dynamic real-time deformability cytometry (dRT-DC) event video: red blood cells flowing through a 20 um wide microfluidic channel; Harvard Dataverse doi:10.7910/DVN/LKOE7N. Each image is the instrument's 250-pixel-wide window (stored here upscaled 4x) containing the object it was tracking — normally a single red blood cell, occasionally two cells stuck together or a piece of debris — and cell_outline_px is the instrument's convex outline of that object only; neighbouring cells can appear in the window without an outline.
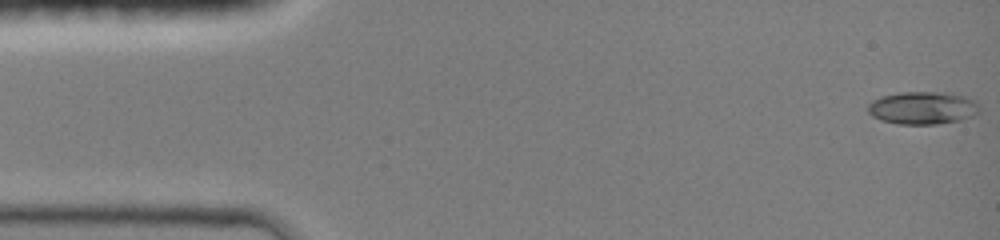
{"species": "common noctule bat (a hibernating species)", "species_latin": "Nyctalus noctula", "temperature_condition": "room temperature", "stored_images_in_passage": 45, "camera_frame_rate_fps": 3000, "um_per_image_px": 0.085, "animal": {"sex": "female", "body_mass_g": 19.0, "forearm_length_mm": 51.5}, "frame": {"image": 1, "passage_image": 1, "time_ms": 0.0, "image_size_px": [1000, 240], "cell_outline_px": [[980, 112], [972, 116], [960, 120], [936, 124], [896, 124], [880, 120], [872, 116], [868, 112], [868, 104], [872, 100], [880, 96], [900, 92], [948, 92], [964, 96], [976, 100], [980, 104]], "centroid_in_image_um": [78.44, 9.16], "position_along_channel_um": 6.6, "area_um2": 21.62}}
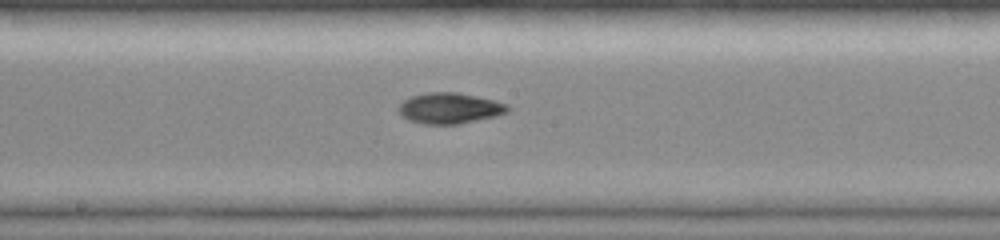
{"frame": {"image": 2, "passage_image": 24, "time_ms": 7.667, "image_size_px": [1000, 240], "cell_outline_px": [[512, 108], [508, 112], [496, 116], [460, 124], [424, 124], [408, 120], [396, 108], [404, 100], [412, 96], [424, 92], [456, 92], [496, 100], [508, 104]], "centroid_in_image_um": [38.26, 9.19], "position_along_channel_um": 209.9, "area_um2": 19.77}}
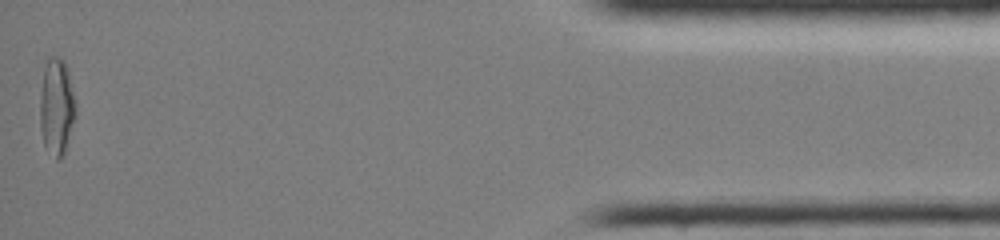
{"frame": {"image": 3, "passage_image": 45, "time_ms": 14.667, "image_size_px": [1000, 240], "cell_outline_px": [[76, 116], [64, 152], [60, 160], [56, 160], [44, 144], [40, 128], [40, 92], [44, 68], [48, 56], [60, 56], [64, 60], [68, 68], [76, 108]], "centroid_in_image_um": [4.81, 9.03], "position_along_channel_um": 430.4, "area_um2": 20.29}, "authors_computed_cell_mechanics": {"area_um2": 18.6694, "velocity_mm_per_s": 4.2322, "shape_relaxation_time_tau1_ms": 9.2563, "shape_relaxation_time_tau2_ms": 3.6268, "deformation_change_tau1": 0.2954, "deformation_change_tau2": 0.0742}}